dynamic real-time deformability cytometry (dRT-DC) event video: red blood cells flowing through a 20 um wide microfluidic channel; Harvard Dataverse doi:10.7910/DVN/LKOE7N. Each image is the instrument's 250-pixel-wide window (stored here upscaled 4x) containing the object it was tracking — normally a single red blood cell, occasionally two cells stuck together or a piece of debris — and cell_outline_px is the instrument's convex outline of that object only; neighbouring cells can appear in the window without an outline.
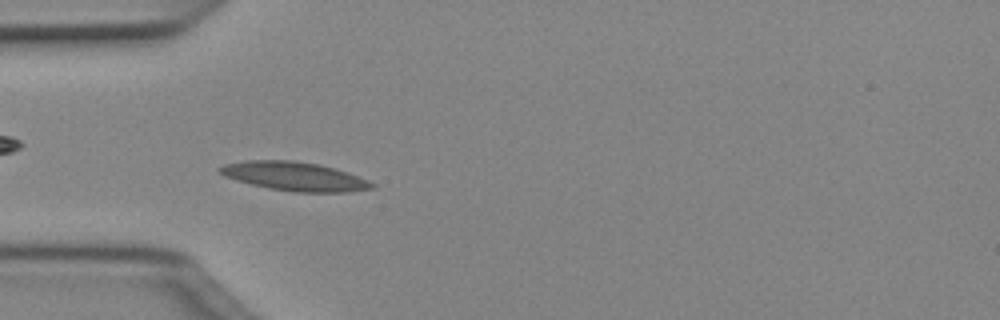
{"species": "Egyptian fruit bat (a non-hibernating species)", "species_latin": "Rousettus aegyptiacus", "temperature_condition": "cold", "stored_images_in_passage": 43, "camera_frame_rate_fps": 3000, "um_per_image_px": 0.085, "animal": {"sex": "female"}, "frame": {"image": 1, "passage_image": 14, "time_ms": 4.333, "image_size_px": [1000, 320], "cell_outline_px": [[376, 188], [344, 192], [292, 192], [268, 188], [236, 180], [224, 176], [216, 168], [224, 164], [248, 160], [292, 160], [320, 164], [368, 180], [376, 184]], "centroid_in_image_um": [25.01, 14.99], "position_along_channel_um": 60.0, "area_um2": 25.43}}
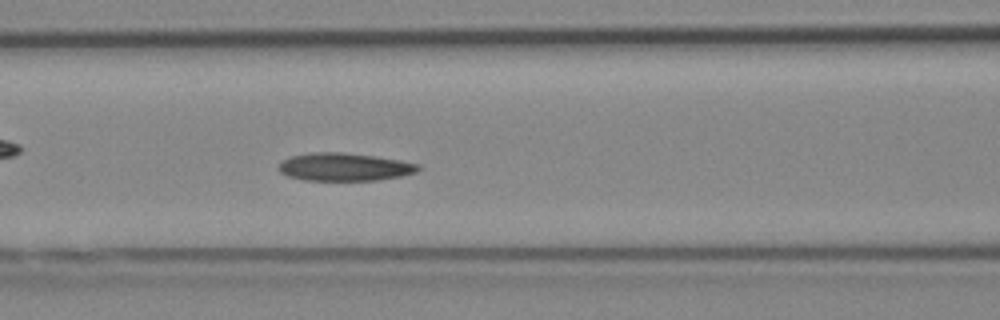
{"frame": {"image": 2, "passage_image": 20, "time_ms": 6.333, "image_size_px": [1000, 320], "cell_outline_px": [[420, 168], [416, 172], [400, 176], [376, 180], [304, 180], [288, 176], [280, 172], [280, 164], [284, 160], [292, 156], [312, 152], [340, 152], [376, 156], [400, 160], [420, 164]], "centroid_in_image_um": [29.3, 14.18], "position_along_channel_um": 137.3, "area_um2": 22.48}}
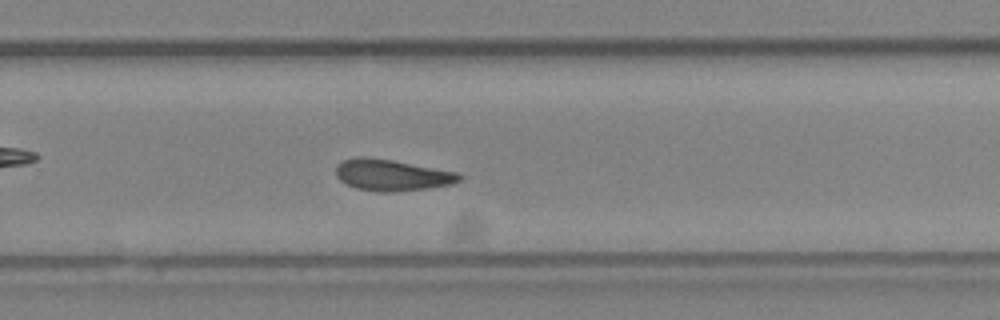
{"frame": {"image": 3, "passage_image": 32, "time_ms": 10.333, "image_size_px": [1000, 320], "cell_outline_px": [[464, 176], [460, 180], [452, 184], [428, 188], [392, 192], [376, 192], [356, 188], [340, 180], [336, 176], [336, 164], [344, 160], [356, 156], [364, 156], [392, 160], [460, 172]], "centroid_in_image_um": [33.33, 14.87], "position_along_channel_um": 296.5, "area_um2": 22.77}, "authors_computed_cell_mechanics": {"area_um2": 22.4842, "velocity_mm_per_s": 3.9954, "shape_relaxation_time_tau1_ms": null, "shape_relaxation_time_tau2_ms": 4.9247, "deformation_change_tau1": null, "deformation_change_tau2": 0.11}}